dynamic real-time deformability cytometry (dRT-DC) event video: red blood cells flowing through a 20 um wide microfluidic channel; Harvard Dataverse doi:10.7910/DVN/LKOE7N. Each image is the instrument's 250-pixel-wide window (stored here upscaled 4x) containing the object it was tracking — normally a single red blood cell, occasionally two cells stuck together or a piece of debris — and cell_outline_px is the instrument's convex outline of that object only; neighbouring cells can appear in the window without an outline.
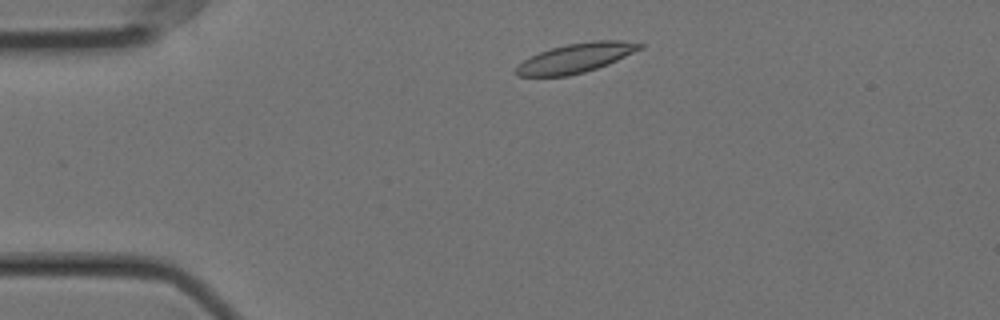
{"species": "Egyptian fruit bat (a non-hibernating species)", "species_latin": "Rousettus aegyptiacus", "temperature_condition": "cold", "stored_images_in_passage": 50, "camera_frame_rate_fps": 3000, "um_per_image_px": 0.085, "animal": {"sex": "female"}, "frame": {"image": 1, "passage_image": 5, "time_ms": 1.333, "image_size_px": [1000, 320], "cell_outline_px": [[644, 48], [608, 64], [584, 72], [568, 76], [516, 76], [512, 72], [524, 60], [540, 52], [552, 48], [568, 44], [592, 40], [620, 40], [644, 44]], "centroid_in_image_um": [48.96, 4.93], "position_along_channel_um": 36.0, "area_um2": 21.1}}
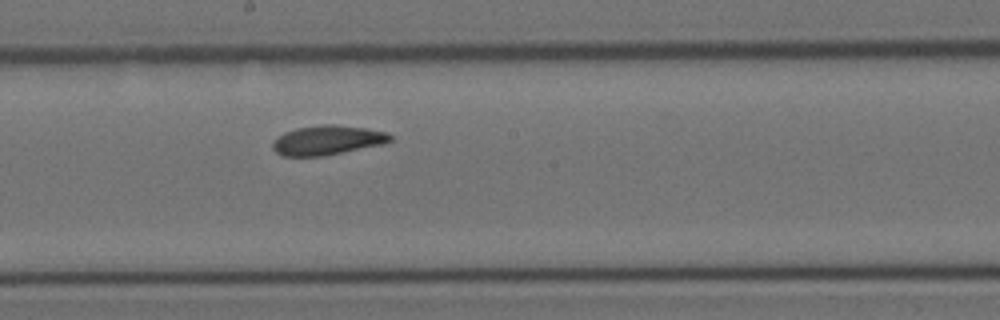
{"frame": {"image": 2, "passage_image": 24, "time_ms": 7.667, "image_size_px": [1000, 320], "cell_outline_px": [[392, 140], [384, 144], [320, 156], [284, 156], [276, 152], [272, 148], [272, 140], [276, 136], [284, 132], [296, 128], [320, 124], [332, 124], [368, 128], [388, 132], [392, 136]], "centroid_in_image_um": [27.81, 11.9], "position_along_channel_um": 220.4, "area_um2": 20.35}}
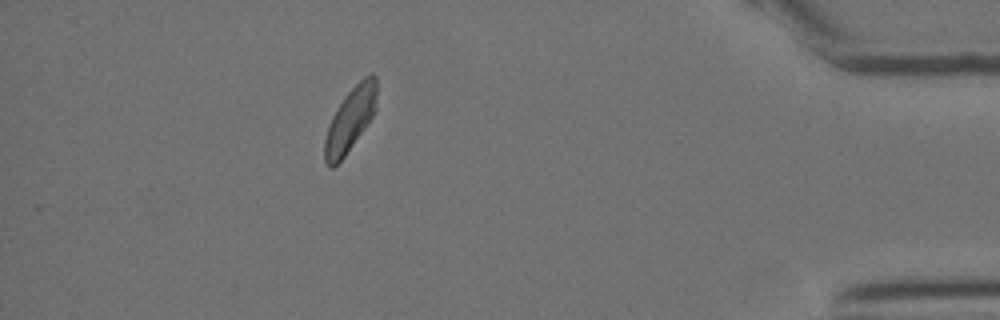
{"frame": {"image": 3, "passage_image": 44, "time_ms": 14.333, "image_size_px": [1000, 320], "cell_outline_px": [[376, 112], [344, 156], [332, 168], [328, 168], [324, 160], [324, 140], [328, 124], [336, 108], [344, 96], [364, 76], [372, 72], [376, 76]], "centroid_in_image_um": [29.76, 10.15], "position_along_channel_um": 405.4, "area_um2": 19.36}, "authors_computed_cell_mechanics": {"area_um2": 20.3745, "velocity_mm_per_s": 3.5063, "shape_relaxation_time_tau1_ms": 5.0178, "shape_relaxation_time_tau2_ms": 6.5283, "deformation_change_tau1": 0.1095, "deformation_change_tau2": 0.0998}}